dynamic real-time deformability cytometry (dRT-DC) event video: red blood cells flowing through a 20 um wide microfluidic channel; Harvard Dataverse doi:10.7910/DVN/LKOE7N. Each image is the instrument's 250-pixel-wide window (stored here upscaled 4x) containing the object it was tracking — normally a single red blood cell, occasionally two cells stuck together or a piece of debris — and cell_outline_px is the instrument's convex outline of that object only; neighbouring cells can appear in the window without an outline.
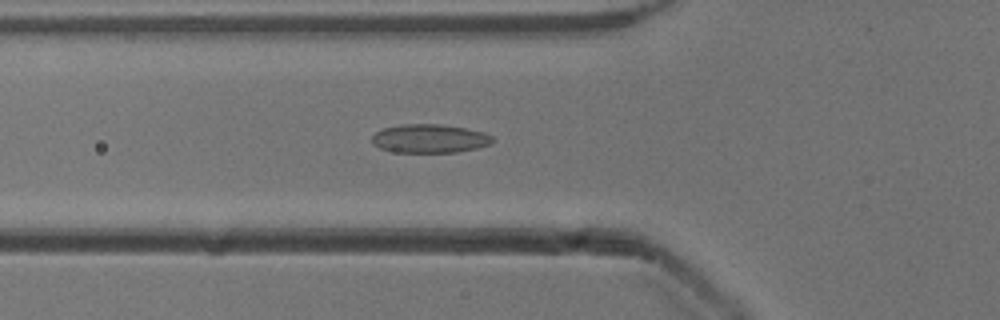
{"species": "common noctule bat (a hibernating species)", "species_latin": "Nyctalus noctula", "temperature_condition": "cold", "stored_images_in_passage": 52, "camera_frame_rate_fps": 3000, "um_per_image_px": 0.085, "animal": {"sex": "male", "body_mass_g": 13.3}, "frame": {"image": 1, "passage_image": 18, "time_ms": 5.667, "image_size_px": [1000, 320], "cell_outline_px": [[492, 144], [476, 148], [456, 152], [396, 152], [380, 148], [372, 144], [372, 136], [376, 132], [384, 128], [400, 124], [440, 124], [464, 128], [484, 132], [492, 136]], "centroid_in_image_um": [36.51, 11.77], "position_along_channel_um": 89.3, "area_um2": 20.06}}
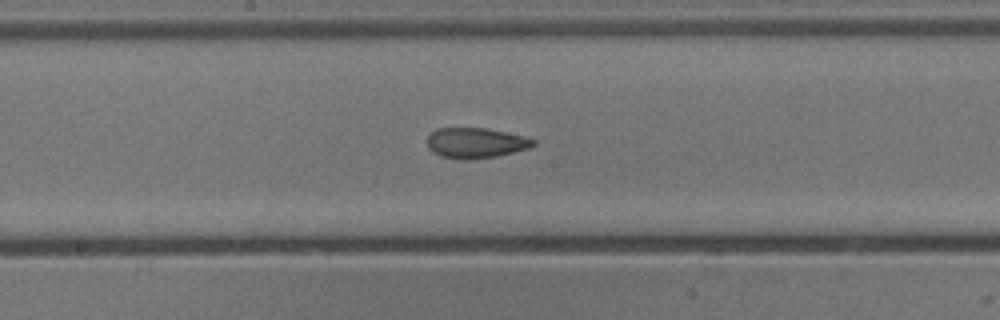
{"frame": {"image": 2, "passage_image": 27, "time_ms": 8.667, "image_size_px": [1000, 320], "cell_outline_px": [[536, 144], [528, 148], [496, 156], [468, 160], [460, 160], [440, 156], [432, 152], [428, 148], [428, 136], [436, 128], [484, 128], [528, 136], [536, 140]], "centroid_in_image_um": [40.44, 12.15], "position_along_channel_um": 207.8, "area_um2": 18.9}}
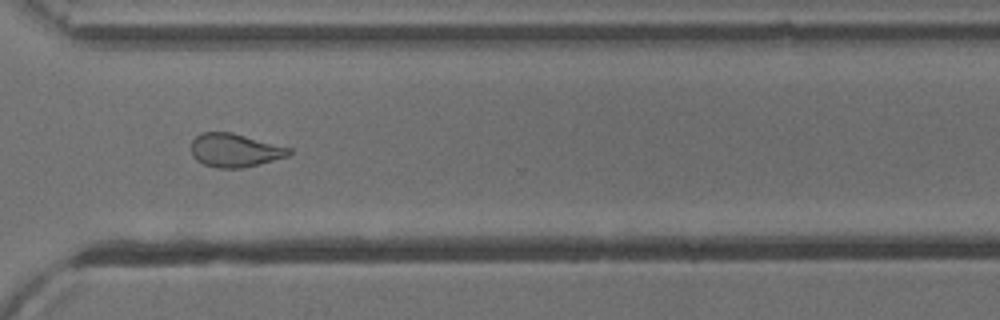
{"frame": {"image": 3, "passage_image": 38, "time_ms": 12.333, "image_size_px": [1000, 320], "cell_outline_px": [[292, 152], [288, 156], [240, 168], [220, 168], [204, 164], [196, 160], [192, 156], [192, 140], [200, 132], [232, 132], [292, 148]], "centroid_in_image_um": [19.95, 12.76], "position_along_channel_um": 350.7, "area_um2": 18.96}, "authors_computed_cell_mechanics": {"area_um2": 20.2878, "velocity_mm_per_s": 3.9062, "shape_relaxation_time_tau1_ms": null, "shape_relaxation_time_tau2_ms": 2.6966, "deformation_change_tau1": null, "deformation_change_tau2": 0.1061}}